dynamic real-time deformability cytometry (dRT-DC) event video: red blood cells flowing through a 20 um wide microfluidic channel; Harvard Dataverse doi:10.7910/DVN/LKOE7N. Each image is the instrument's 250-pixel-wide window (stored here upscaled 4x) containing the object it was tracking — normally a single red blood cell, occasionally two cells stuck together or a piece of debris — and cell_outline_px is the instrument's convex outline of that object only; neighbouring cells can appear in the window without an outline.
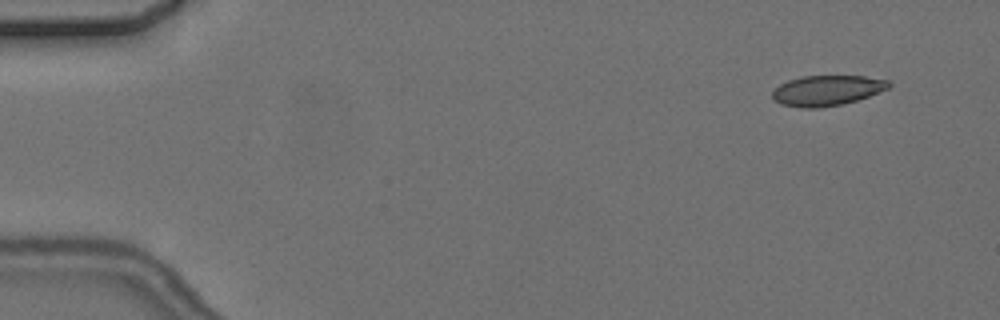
{"species": "common noctule bat (a hibernating species)", "species_latin": "Nyctalus noctula", "temperature_condition": "cold", "stored_images_in_passage": 7, "camera_frame_rate_fps": 3000, "um_per_image_px": 0.085, "animal": {"sex": "female", "body_mass_g": 24.6, "forearm_length_mm": 56.2}, "frame": {"image": 1, "passage_image": 1, "time_ms": 0.0, "image_size_px": [1000, 320], "cell_outline_px": [[892, 84], [888, 88], [868, 96], [856, 100], [840, 104], [816, 108], [800, 108], [780, 104], [772, 100], [772, 92], [780, 84], [788, 80], [800, 76], [864, 76], [888, 80]], "centroid_in_image_um": [70.25, 7.69], "position_along_channel_um": 14.8, "area_um2": 20.52}}
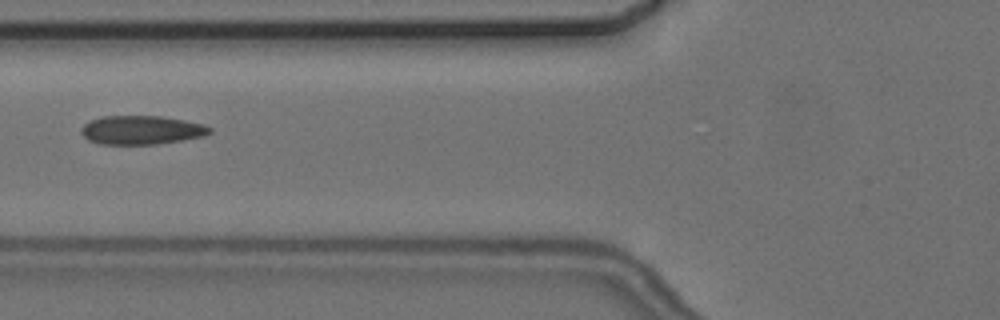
{"frame": {"image": 2, "passage_image": 6, "time_ms": 6.0, "image_size_px": [1000, 320], "cell_outline_px": [[212, 132], [204, 136], [156, 144], [100, 144], [88, 140], [80, 132], [80, 128], [88, 120], [104, 116], [160, 116], [184, 120], [204, 124], [212, 128]], "centroid_in_image_um": [12.0, 11.05], "position_along_channel_um": 113.8, "area_um2": 21.62}}
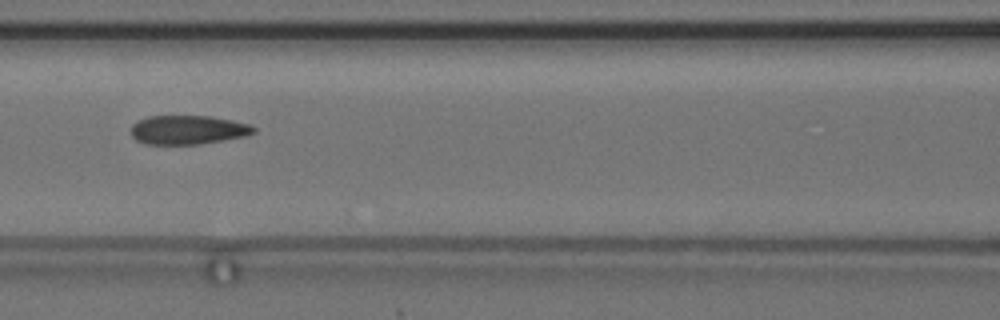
{"frame": {"image": 3, "passage_image": 7, "time_ms": 7.0, "image_size_px": [1000, 320], "cell_outline_px": [[256, 132], [244, 136], [224, 140], [200, 144], [144, 144], [136, 140], [132, 136], [132, 124], [148, 116], [212, 116], [252, 124], [256, 128]], "centroid_in_image_um": [16.01, 11.03], "position_along_channel_um": 150.6, "area_um2": 20.81}}